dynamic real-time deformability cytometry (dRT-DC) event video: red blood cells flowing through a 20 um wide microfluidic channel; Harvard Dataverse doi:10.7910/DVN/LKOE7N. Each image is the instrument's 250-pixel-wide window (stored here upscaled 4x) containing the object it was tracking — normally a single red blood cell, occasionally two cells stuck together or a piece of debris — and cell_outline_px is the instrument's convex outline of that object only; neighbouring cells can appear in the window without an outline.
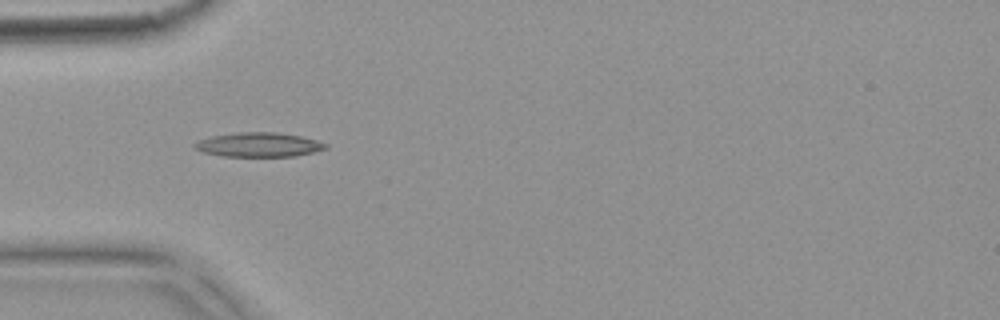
{"species": "common noctule bat (a hibernating species)", "species_latin": "Nyctalus noctula", "temperature_condition": "warm", "stored_images_in_passage": 6, "camera_frame_rate_fps": 3000, "um_per_image_px": 0.085, "animal": {"sex": "female", "body_mass_g": 18.4}, "frame": {"image": 1, "passage_image": 2, "time_ms": 0.333, "image_size_px": [1000, 320], "cell_outline_px": [[328, 148], [296, 156], [224, 156], [204, 152], [196, 148], [192, 144], [200, 140], [212, 136], [236, 132], [276, 132], [300, 136], [316, 140], [328, 144]], "centroid_in_image_um": [22.02, 12.29], "position_along_channel_um": 63.0, "area_um2": 18.38}}
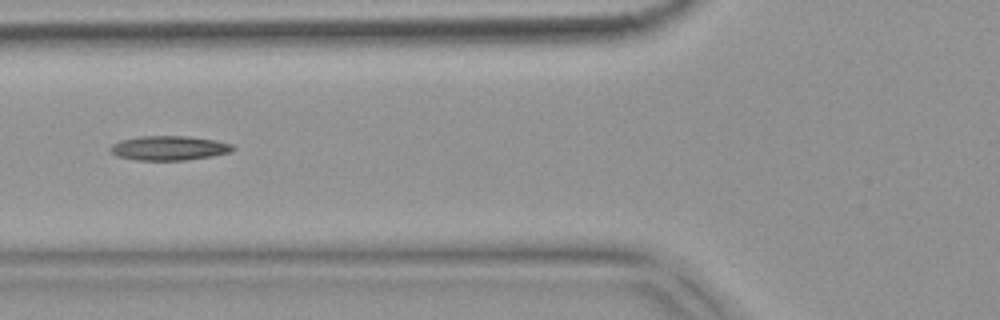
{"frame": {"image": 2, "passage_image": 3, "time_ms": 0.667, "image_size_px": [1000, 320], "cell_outline_px": [[236, 148], [232, 152], [212, 156], [184, 160], [136, 160], [116, 156], [108, 148], [112, 144], [120, 140], [140, 136], [188, 136], [216, 140], [232, 144]], "centroid_in_image_um": [14.38, 12.58], "position_along_channel_um": 111.4, "area_um2": 17.57}}
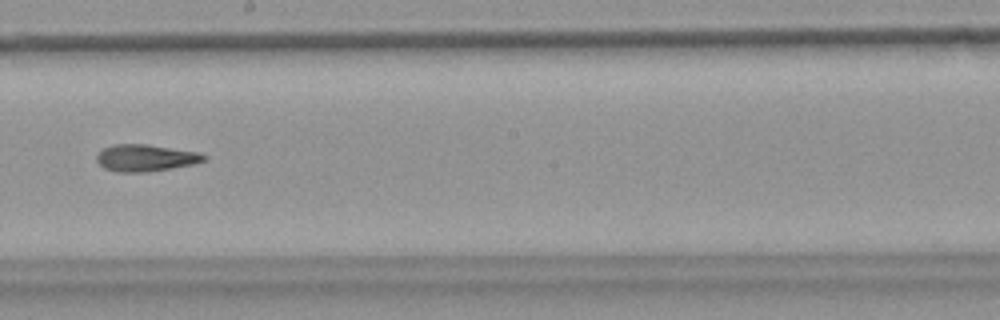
{"frame": {"image": 3, "passage_image": 6, "time_ms": 1.667, "image_size_px": [1000, 320], "cell_outline_px": [[208, 160], [192, 164], [172, 168], [148, 172], [116, 172], [104, 168], [96, 160], [96, 156], [104, 148], [112, 144], [148, 144], [200, 152], [208, 156]], "centroid_in_image_um": [12.41, 13.42], "position_along_channel_um": 235.8, "area_um2": 16.99}}